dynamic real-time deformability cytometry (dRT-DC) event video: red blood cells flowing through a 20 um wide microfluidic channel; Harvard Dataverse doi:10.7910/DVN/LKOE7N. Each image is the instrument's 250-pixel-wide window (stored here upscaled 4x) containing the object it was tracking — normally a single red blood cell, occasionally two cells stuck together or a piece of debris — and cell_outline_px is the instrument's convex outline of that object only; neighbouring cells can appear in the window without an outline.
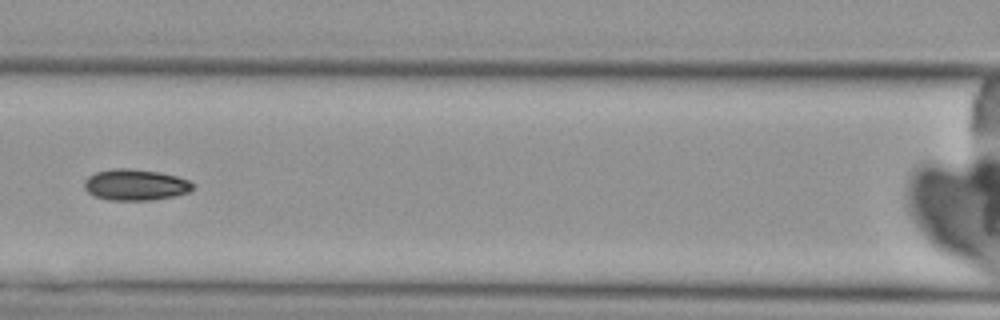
{"species": "Egyptian fruit bat (a non-hibernating species)", "species_latin": "Rousettus aegyptiacus", "temperature_condition": "cold", "stored_images_in_passage": 7, "camera_frame_rate_fps": 3000, "um_per_image_px": 0.085, "animal": {"sex": "female"}, "frame": {"image": 1, "passage_image": 7, "time_ms": 8.0, "image_size_px": [1000, 320], "cell_outline_px": [[192, 188], [188, 192], [176, 196], [148, 200], [108, 200], [96, 196], [88, 192], [84, 188], [84, 180], [88, 176], [96, 172], [112, 168], [128, 168], [160, 172], [176, 176], [188, 180], [192, 184]], "centroid_in_image_um": [11.48, 15.7], "position_along_channel_um": 155.1, "area_um2": 19.65}}